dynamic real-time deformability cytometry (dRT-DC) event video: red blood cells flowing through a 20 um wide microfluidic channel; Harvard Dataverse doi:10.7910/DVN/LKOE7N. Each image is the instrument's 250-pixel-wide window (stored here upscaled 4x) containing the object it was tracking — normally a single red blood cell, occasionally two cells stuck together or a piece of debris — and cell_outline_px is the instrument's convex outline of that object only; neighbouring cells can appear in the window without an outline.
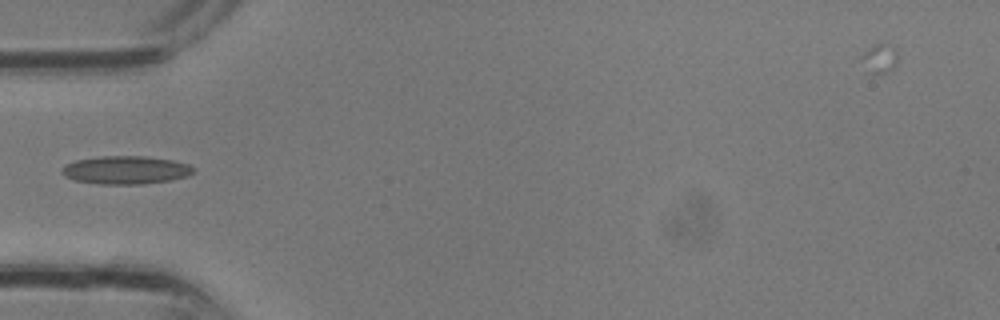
{"species": "common noctule bat (a hibernating species)", "species_latin": "Nyctalus noctula", "temperature_condition": "room temperature", "stored_images_in_passage": 32, "camera_frame_rate_fps": 3000, "um_per_image_px": 0.085, "animal": {"sex": "male", "body_mass_g": 13.3}, "frame": {"image": 1, "passage_image": 10, "time_ms": 3.0, "image_size_px": [1000, 320], "cell_outline_px": [[196, 168], [188, 176], [168, 180], [140, 184], [96, 184], [76, 180], [64, 176], [60, 172], [68, 164], [76, 160], [100, 156], [144, 156], [172, 160], [188, 164]], "centroid_in_image_um": [10.69, 14.45], "position_along_channel_um": 74.3, "area_um2": 21.39}}
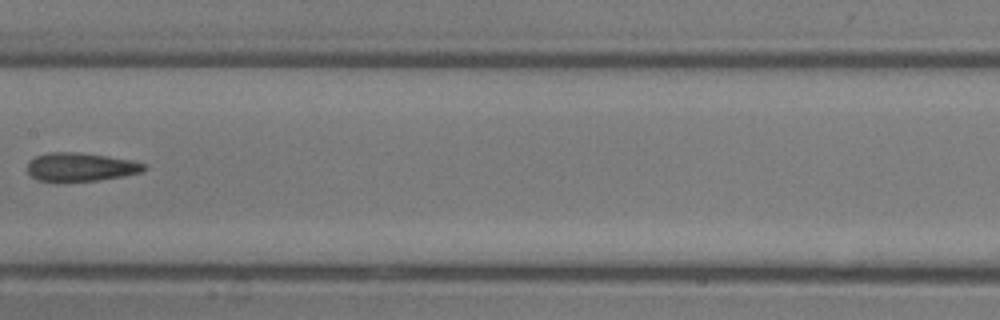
{"frame": {"image": 2, "passage_image": 16, "time_ms": 5.0, "image_size_px": [1000, 320], "cell_outline_px": [[148, 168], [140, 172], [120, 176], [96, 180], [64, 184], [56, 184], [36, 180], [28, 172], [28, 160], [36, 156], [48, 152], [80, 152], [108, 156], [132, 160], [144, 164]], "centroid_in_image_um": [6.77, 14.22], "position_along_channel_um": 200.6, "area_um2": 20.0}}
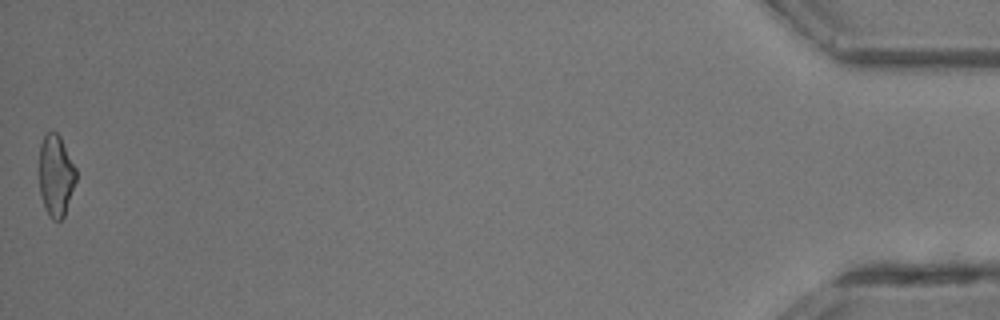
{"frame": {"image": 3, "passage_image": 32, "time_ms": 10.333, "image_size_px": [1000, 320], "cell_outline_px": [[76, 180], [64, 216], [60, 220], [52, 220], [48, 216], [44, 208], [40, 192], [40, 144], [44, 132], [52, 128], [60, 136], [76, 168]], "centroid_in_image_um": [4.74, 14.88], "position_along_channel_um": 430.5, "area_um2": 17.69}}